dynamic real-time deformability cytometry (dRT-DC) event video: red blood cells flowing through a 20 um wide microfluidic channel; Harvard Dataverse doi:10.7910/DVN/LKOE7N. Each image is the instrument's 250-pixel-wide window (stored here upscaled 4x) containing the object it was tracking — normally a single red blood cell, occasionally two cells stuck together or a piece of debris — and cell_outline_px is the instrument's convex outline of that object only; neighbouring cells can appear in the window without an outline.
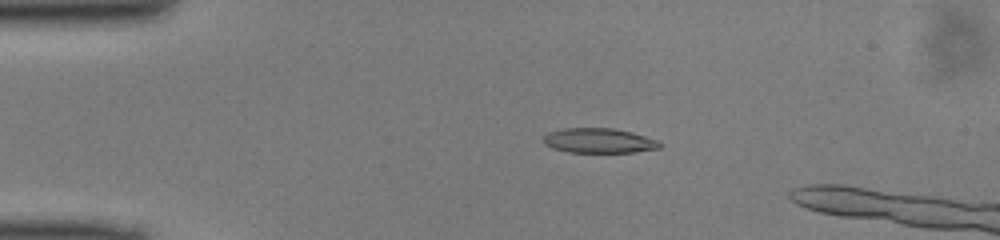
{"species": "common noctule bat (a hibernating species)", "species_latin": "Nyctalus noctula", "temperature_condition": "cold", "stored_images_in_passage": 14, "camera_frame_rate_fps": 3000, "um_per_image_px": 0.085, "animal": {"sex": "male", "body_mass_g": 13.0, "forearm_length_mm": 53.1}, "frame": {"image": 1, "passage_image": 10, "time_ms": 3.0, "image_size_px": [1000, 240], "cell_outline_px": [[664, 144], [660, 148], [632, 152], [568, 152], [552, 148], [544, 144], [544, 136], [548, 132], [560, 128], [612, 128], [632, 132], [656, 140]], "centroid_in_image_um": [50.89, 11.95], "position_along_channel_um": 34.1, "area_um2": 16.82}}